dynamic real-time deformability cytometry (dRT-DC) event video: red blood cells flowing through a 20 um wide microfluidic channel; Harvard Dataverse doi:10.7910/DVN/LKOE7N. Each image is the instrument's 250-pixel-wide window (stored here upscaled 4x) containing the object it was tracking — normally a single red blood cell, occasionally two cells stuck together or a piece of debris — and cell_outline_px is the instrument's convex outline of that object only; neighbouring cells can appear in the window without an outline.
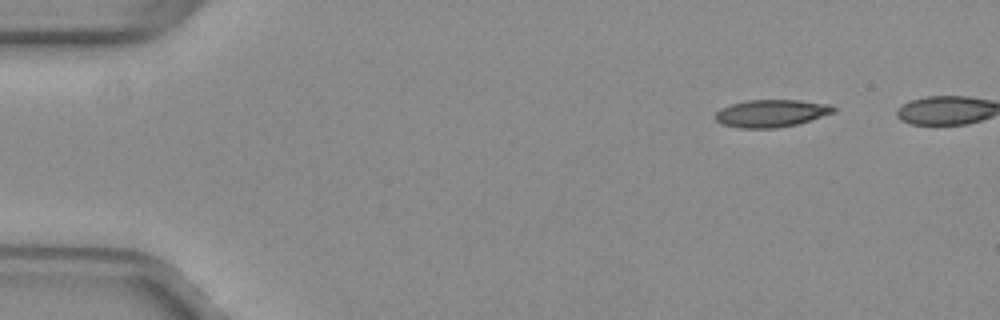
{"species": "common noctule bat (a hibernating species)", "species_latin": "Nyctalus noctula", "temperature_condition": "warm", "stored_images_in_passage": 27, "camera_frame_rate_fps": 3000, "um_per_image_px": 0.085, "animal": {"sex": "female", "body_mass_g": 29.2, "forearm_length_mm": 56.3}, "frame": {"image": 1, "passage_image": 1, "time_ms": 0.0, "image_size_px": [1000, 320], "cell_outline_px": [[836, 112], [796, 124], [776, 128], [740, 128], [724, 124], [716, 120], [716, 112], [720, 108], [732, 104], [748, 100], [800, 100], [832, 104], [836, 108]], "centroid_in_image_um": [65.6, 9.62], "position_along_channel_um": 19.4, "area_um2": 18.84}}
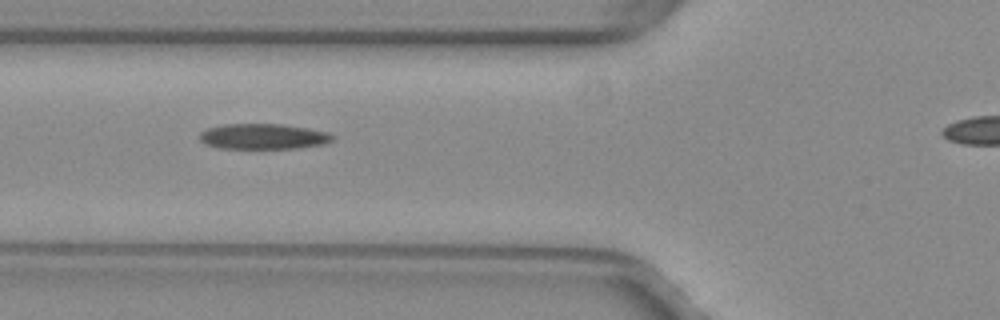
{"frame": {"image": 2, "passage_image": 15, "time_ms": 4.667, "image_size_px": [1000, 320], "cell_outline_px": [[332, 140], [324, 144], [296, 148], [220, 148], [204, 144], [200, 140], [200, 132], [208, 128], [224, 124], [280, 124], [308, 128], [328, 132], [332, 136]], "centroid_in_image_um": [22.35, 11.6], "position_along_channel_um": 103.5, "area_um2": 19.59}}
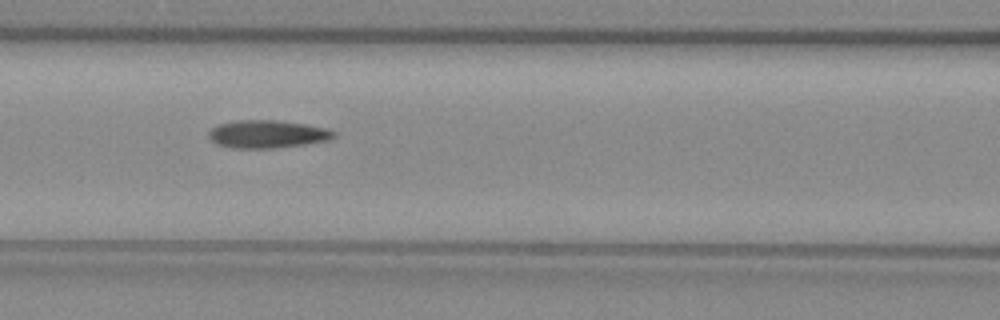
{"frame": {"image": 3, "passage_image": 18, "time_ms": 5.667, "image_size_px": [1000, 320], "cell_outline_px": [[336, 136], [328, 140], [304, 144], [276, 148], [232, 148], [216, 144], [208, 136], [208, 132], [212, 128], [220, 124], [236, 120], [276, 120], [304, 124], [328, 128], [336, 132]], "centroid_in_image_um": [22.73, 11.4], "position_along_channel_um": 143.9, "area_um2": 20.29}}